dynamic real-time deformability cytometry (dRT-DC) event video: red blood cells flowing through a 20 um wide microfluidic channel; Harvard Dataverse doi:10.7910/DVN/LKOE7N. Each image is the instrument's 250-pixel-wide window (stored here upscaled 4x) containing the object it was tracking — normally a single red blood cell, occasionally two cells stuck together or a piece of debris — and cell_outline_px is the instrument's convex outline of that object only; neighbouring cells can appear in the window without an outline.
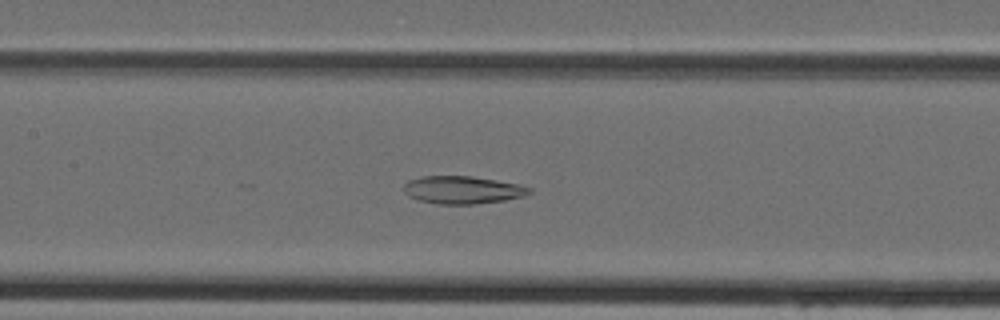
{"species": "Egyptian fruit bat (a non-hibernating species)", "species_latin": "Rousettus aegyptiacus", "temperature_condition": "cold", "stored_images_in_passage": 46, "camera_frame_rate_fps": 3000, "um_per_image_px": 0.085, "animal": {"sex": "female"}, "frame": {"image": 1, "passage_image": 21, "time_ms": 6.667, "image_size_px": [1000, 320], "cell_outline_px": [[532, 192], [524, 196], [504, 200], [476, 204], [436, 204], [420, 200], [408, 196], [404, 192], [404, 184], [408, 180], [420, 176], [472, 176], [496, 180], [516, 184], [532, 188]], "centroid_in_image_um": [39.29, 16.14], "position_along_channel_um": 168.1, "area_um2": 20.29}}
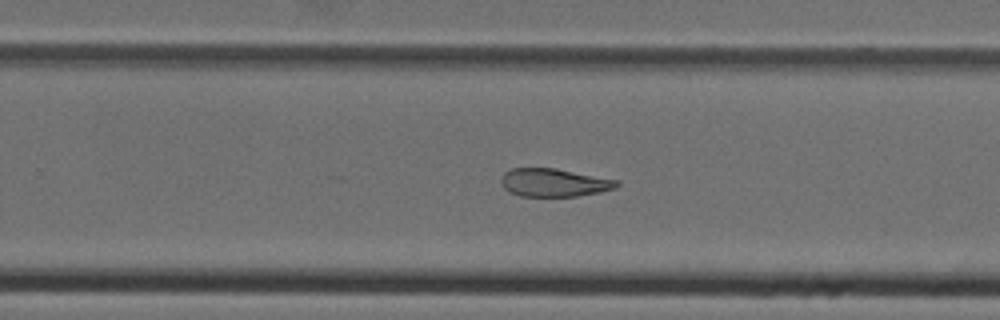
{"frame": {"image": 2, "passage_image": 29, "time_ms": 9.333, "image_size_px": [1000, 320], "cell_outline_px": [[620, 184], [616, 188], [600, 192], [576, 196], [520, 196], [508, 192], [500, 184], [500, 180], [504, 172], [512, 168], [556, 168], [616, 180]], "centroid_in_image_um": [47.04, 15.52], "position_along_channel_um": 282.8, "area_um2": 18.96}}
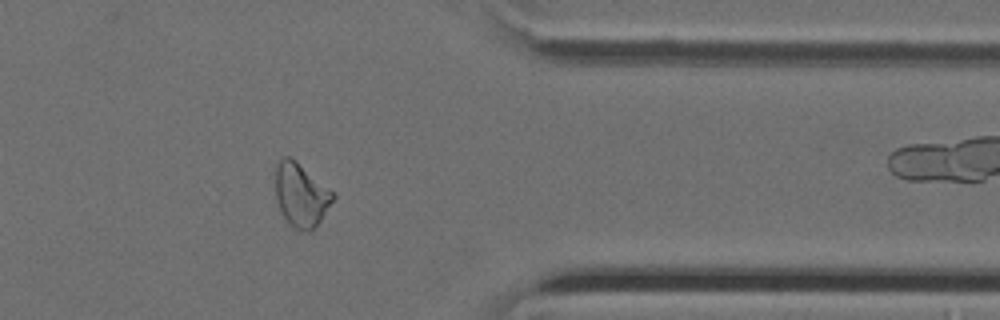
{"frame": {"image": 3, "passage_image": 37, "time_ms": 12.0, "image_size_px": [1000, 320], "cell_outline_px": [[336, 196], [320, 220], [308, 232], [296, 228], [284, 216], [276, 200], [276, 168], [280, 160], [284, 156], [292, 156], [332, 192]], "centroid_in_image_um": [25.57, 16.53], "position_along_channel_um": 385.8, "area_um2": 20.63}}